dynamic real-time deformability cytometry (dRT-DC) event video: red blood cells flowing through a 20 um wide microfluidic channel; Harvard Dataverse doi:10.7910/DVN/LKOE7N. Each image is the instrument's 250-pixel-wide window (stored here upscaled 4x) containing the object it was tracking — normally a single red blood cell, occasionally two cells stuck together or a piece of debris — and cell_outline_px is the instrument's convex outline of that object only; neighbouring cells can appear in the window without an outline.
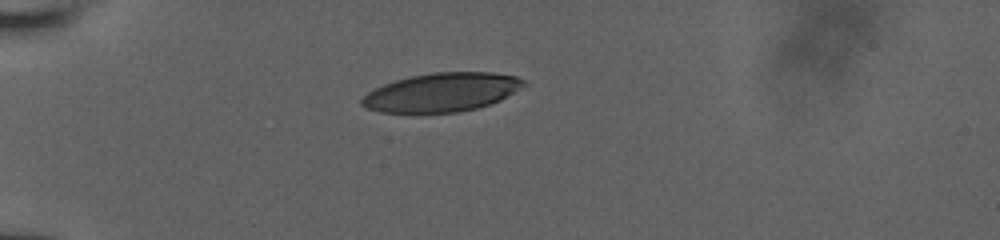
{"species": "human", "species_latin": "Homo sapiens", "temperature_condition": "room temperature", "stored_images_in_passage": 11, "camera_frame_rate_fps": 3000, "um_per_image_px": 0.085, "donor": {"sex": "male"}, "frame": {"image": 1, "passage_image": 1, "time_ms": 0.0, "image_size_px": [1000, 240], "cell_outline_px": [[528, 84], [500, 100], [476, 108], [456, 112], [380, 112], [368, 108], [360, 104], [360, 100], [368, 92], [384, 84], [396, 80], [412, 76], [432, 72], [492, 72], [516, 76], [524, 80]], "centroid_in_image_um": [37.57, 7.83], "position_along_channel_um": 47.4, "area_um2": 36.24}}
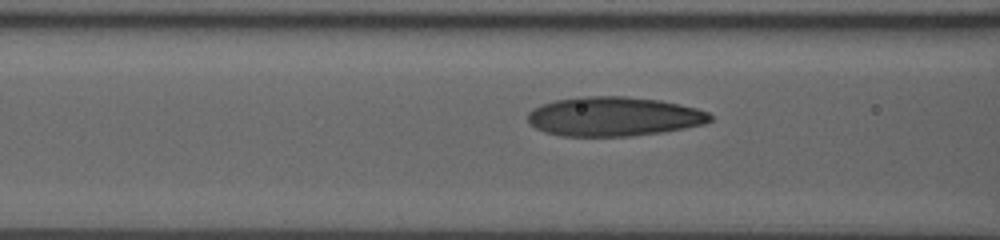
{"frame": {"image": 2, "passage_image": 7, "time_ms": 2.667, "image_size_px": [1000, 240], "cell_outline_px": [[712, 120], [704, 124], [684, 128], [660, 132], [628, 136], [560, 136], [544, 132], [536, 128], [528, 120], [528, 112], [532, 108], [556, 100], [580, 96], [624, 96], [660, 100], [680, 104], [696, 108], [708, 112], [712, 116]], "centroid_in_image_um": [52.16, 9.9], "position_along_channel_um": 114.4, "area_um2": 41.73}}
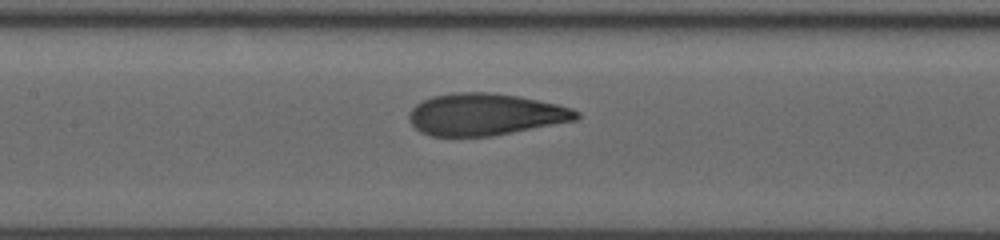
{"frame": {"image": 3, "passage_image": 10, "time_ms": 4.0, "image_size_px": [1000, 240], "cell_outline_px": [[580, 116], [576, 120], [488, 136], [432, 136], [420, 132], [412, 124], [408, 116], [408, 112], [416, 104], [432, 96], [456, 92], [488, 92], [516, 96], [556, 104], [572, 108], [580, 112]], "centroid_in_image_um": [41.21, 9.72], "position_along_channel_um": 166.2, "area_um2": 40.4}}